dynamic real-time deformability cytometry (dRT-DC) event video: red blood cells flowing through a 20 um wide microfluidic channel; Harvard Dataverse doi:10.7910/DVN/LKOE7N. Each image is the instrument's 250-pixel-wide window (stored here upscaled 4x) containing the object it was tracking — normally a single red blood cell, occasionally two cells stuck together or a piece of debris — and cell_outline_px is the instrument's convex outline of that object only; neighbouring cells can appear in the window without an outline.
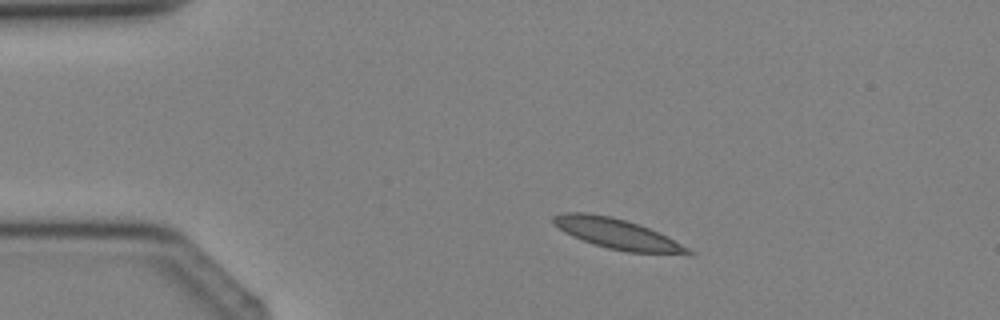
{"species": "Egyptian fruit bat (a non-hibernating species)", "species_latin": "Rousettus aegyptiacus", "temperature_condition": "cold", "stored_images_in_passage": 3, "camera_frame_rate_fps": 3000, "um_per_image_px": 0.085, "animal": {"sex": "female"}, "frame": {"image": 1, "passage_image": 2, "time_ms": 1.333, "image_size_px": [1000, 320], "cell_outline_px": [[696, 252], [692, 256], [688, 256], [628, 252], [608, 248], [592, 244], [572, 236], [564, 232], [552, 224], [552, 216], [564, 212], [584, 212], [612, 216], [640, 224]], "centroid_in_image_um": [52.47, 19.9], "position_along_channel_um": 32.5, "area_um2": 24.1}}